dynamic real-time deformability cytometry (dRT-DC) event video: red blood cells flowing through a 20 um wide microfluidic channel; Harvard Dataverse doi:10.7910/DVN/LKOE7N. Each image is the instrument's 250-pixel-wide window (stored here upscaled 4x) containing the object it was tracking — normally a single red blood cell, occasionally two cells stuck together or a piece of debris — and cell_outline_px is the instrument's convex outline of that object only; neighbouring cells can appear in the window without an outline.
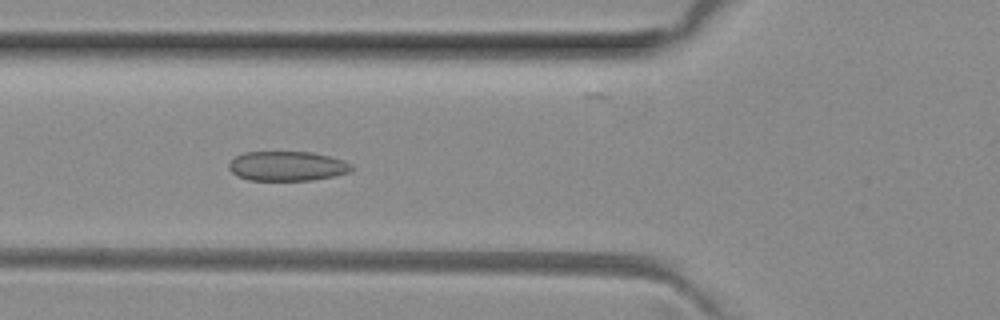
{"species": "common noctule bat (a hibernating species)", "species_latin": "Nyctalus noctula", "temperature_condition": "room temperature", "stored_images_in_passage": 49, "camera_frame_rate_fps": 3000, "um_per_image_px": 0.085, "animal": {"sex": "female", "body_mass_g": 29.2, "forearm_length_mm": 56.3}, "frame": {"image": 1, "passage_image": 17, "time_ms": 5.333, "image_size_px": [1000, 320], "cell_outline_px": [[352, 172], [312, 180], [248, 180], [236, 176], [228, 168], [228, 164], [236, 156], [244, 152], [312, 152], [344, 160], [352, 164]], "centroid_in_image_um": [24.4, 14.12], "position_along_channel_um": 101.4, "area_um2": 21.21}}
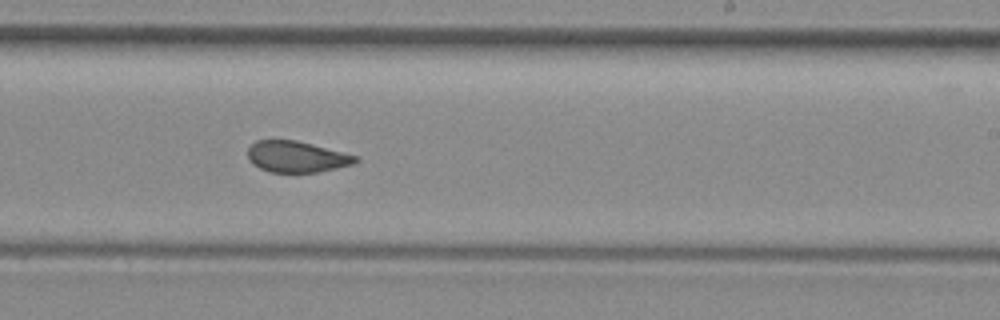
{"frame": {"image": 2, "passage_image": 29, "time_ms": 9.333, "image_size_px": [1000, 320], "cell_outline_px": [[360, 160], [352, 164], [336, 168], [316, 172], [268, 172], [252, 164], [248, 160], [248, 148], [256, 140], [296, 140], [360, 156]], "centroid_in_image_um": [25.21, 13.32], "position_along_channel_um": 263.8, "area_um2": 19.65}}
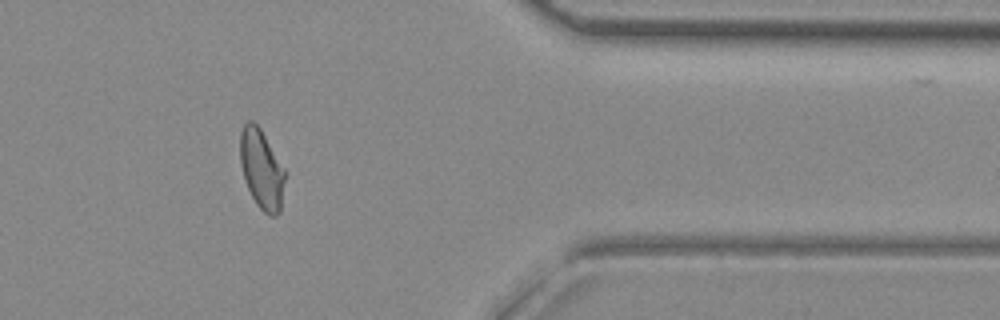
{"frame": {"image": 3, "passage_image": 40, "time_ms": 13.0, "image_size_px": [1000, 320], "cell_outline_px": [[288, 172], [280, 212], [276, 216], [268, 216], [256, 204], [244, 180], [240, 164], [240, 132], [244, 124], [248, 120], [252, 120], [260, 128]], "centroid_in_image_um": [22.27, 14.4], "position_along_channel_um": 389.1, "area_um2": 21.39}, "authors_computed_cell_mechanics": {"area_um2": 21.2704, "velocity_mm_per_s": 4.0611, "shape_relaxation_time_tau1_ms": null, "shape_relaxation_time_tau2_ms": 1.2276, "deformation_change_tau1": null, "deformation_change_tau2": 0.0738}}